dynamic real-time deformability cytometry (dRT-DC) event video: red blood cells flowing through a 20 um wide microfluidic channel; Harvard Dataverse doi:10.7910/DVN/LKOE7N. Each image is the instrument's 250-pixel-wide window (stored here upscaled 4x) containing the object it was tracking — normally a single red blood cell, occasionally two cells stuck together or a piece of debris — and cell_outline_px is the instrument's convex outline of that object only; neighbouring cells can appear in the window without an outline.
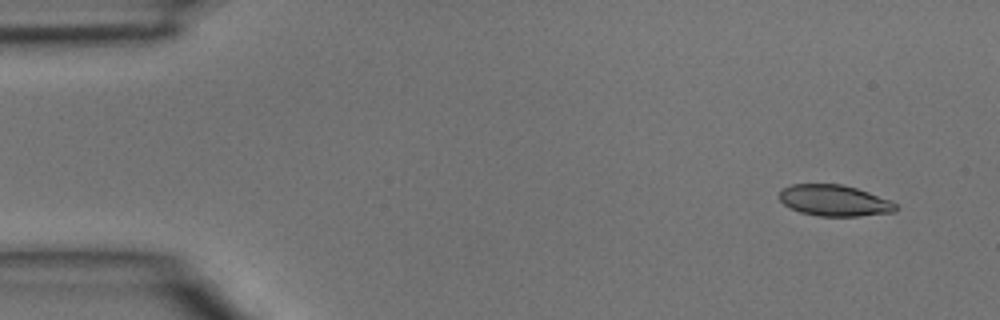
{"species": "common noctule bat (a hibernating species)", "species_latin": "Nyctalus noctula", "temperature_condition": "room temperature", "stored_images_in_passage": 4, "camera_frame_rate_fps": 3000, "um_per_image_px": 0.085, "animal": {"sex": "male", "body_mass_g": 15.6}, "frame": {"image": 1, "passage_image": 1, "time_ms": 0.0, "image_size_px": [1000, 320], "cell_outline_px": [[896, 212], [860, 216], [820, 216], [800, 212], [784, 204], [780, 200], [780, 192], [784, 188], [792, 184], [840, 184], [856, 188], [892, 200], [896, 204]], "centroid_in_image_um": [70.96, 17.05], "position_along_channel_um": 14.0, "area_um2": 21.04}}